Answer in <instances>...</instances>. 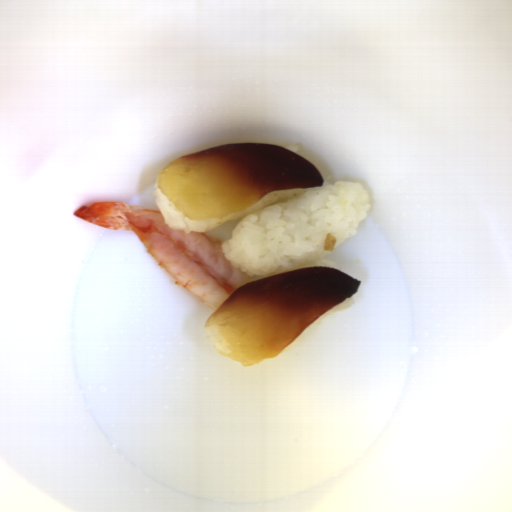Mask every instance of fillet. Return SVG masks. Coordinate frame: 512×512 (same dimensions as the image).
<instances>
[{
  "label": "fillet",
  "instance_id": "25842a12",
  "mask_svg": "<svg viewBox=\"0 0 512 512\" xmlns=\"http://www.w3.org/2000/svg\"><path fill=\"white\" fill-rule=\"evenodd\" d=\"M360 280L309 266L236 288L204 323L217 354L242 366L275 358L313 321L353 296Z\"/></svg>",
  "mask_w": 512,
  "mask_h": 512
},
{
  "label": "fillet",
  "instance_id": "e2c912f1",
  "mask_svg": "<svg viewBox=\"0 0 512 512\" xmlns=\"http://www.w3.org/2000/svg\"><path fill=\"white\" fill-rule=\"evenodd\" d=\"M315 164L266 143H235L174 159L158 174L160 193L192 221L216 220L261 201L269 192L323 187Z\"/></svg>",
  "mask_w": 512,
  "mask_h": 512
}]
</instances>
